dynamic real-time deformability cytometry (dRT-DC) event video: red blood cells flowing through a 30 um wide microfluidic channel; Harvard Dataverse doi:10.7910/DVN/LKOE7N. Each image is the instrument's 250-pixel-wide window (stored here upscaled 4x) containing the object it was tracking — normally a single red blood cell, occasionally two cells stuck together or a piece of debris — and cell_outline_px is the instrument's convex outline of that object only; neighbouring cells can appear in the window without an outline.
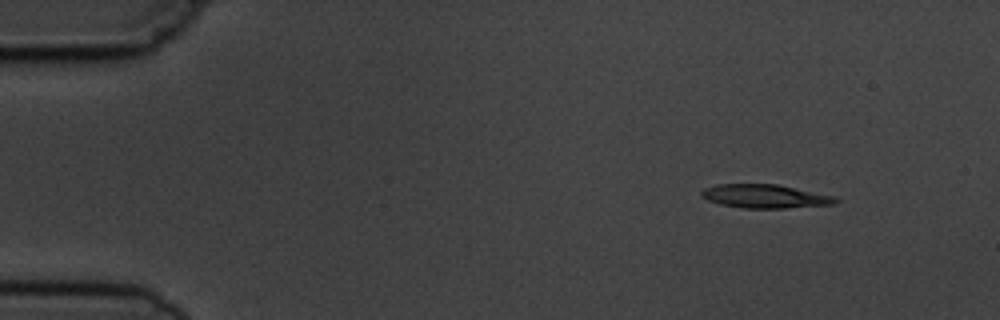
{"species": "common noctule bat (a hibernating species)", "species_latin": "Nyctalus noctula", "temperature_condition": "cold", "stored_images_in_passage": 4, "camera_frame_rate_fps": 3000, "um_per_image_px": 0.085, "animal": {"sex": "male", "body_mass_g": 19.5, "forearm_length_mm": 54.6}, "frame": {"image": 1, "passage_image": 1, "time_ms": 0.0, "image_size_px": [1000, 320], "cell_outline_px": [[840, 200], [836, 204], [784, 208], [744, 208], [720, 204], [708, 200], [700, 196], [700, 192], [704, 188], [716, 184], [776, 184], [836, 196]], "centroid_in_image_um": [65.03, 16.68], "position_along_channel_um": 20.0, "area_um2": 18.55}}
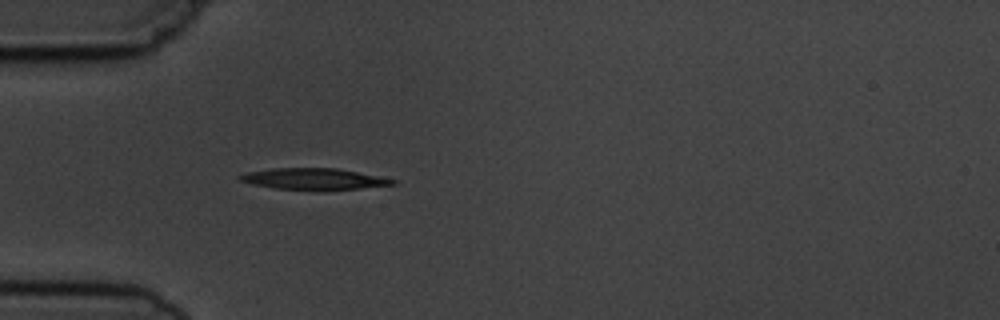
{"frame": {"image": 2, "passage_image": 4, "time_ms": 3.333, "image_size_px": [1000, 320], "cell_outline_px": [[396, 184], [360, 188], [276, 188], [252, 184], [240, 180], [236, 176], [248, 172], [272, 168], [336, 168], [380, 176], [396, 180]], "centroid_in_image_um": [26.66, 15.17], "position_along_channel_um": 58.3, "area_um2": 18.15}}